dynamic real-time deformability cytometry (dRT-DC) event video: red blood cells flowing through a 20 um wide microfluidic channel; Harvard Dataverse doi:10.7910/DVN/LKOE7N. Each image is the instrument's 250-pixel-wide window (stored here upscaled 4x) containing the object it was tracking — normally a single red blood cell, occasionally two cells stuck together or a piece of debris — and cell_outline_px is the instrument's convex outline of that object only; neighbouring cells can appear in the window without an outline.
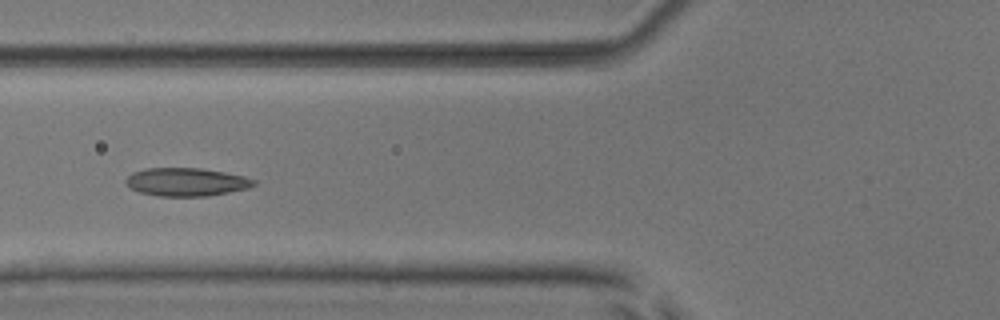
{"species": "common noctule bat (a hibernating species)", "species_latin": "Nyctalus noctula", "temperature_condition": "room temperature", "stored_images_in_passage": 6, "camera_frame_rate_fps": 3000, "um_per_image_px": 0.085, "animal": {"sex": "male", "body_mass_g": 17.9, "forearm_length_mm": 54.2}, "frame": {"image": 1, "passage_image": 6, "time_ms": 6.0, "image_size_px": [1000, 320], "cell_outline_px": [[256, 184], [248, 188], [208, 196], [160, 196], [140, 192], [128, 188], [124, 180], [132, 172], [144, 168], [200, 168], [224, 172], [244, 176], [256, 180]], "centroid_in_image_um": [15.81, 15.46], "position_along_channel_um": 110.0, "area_um2": 21.1}}